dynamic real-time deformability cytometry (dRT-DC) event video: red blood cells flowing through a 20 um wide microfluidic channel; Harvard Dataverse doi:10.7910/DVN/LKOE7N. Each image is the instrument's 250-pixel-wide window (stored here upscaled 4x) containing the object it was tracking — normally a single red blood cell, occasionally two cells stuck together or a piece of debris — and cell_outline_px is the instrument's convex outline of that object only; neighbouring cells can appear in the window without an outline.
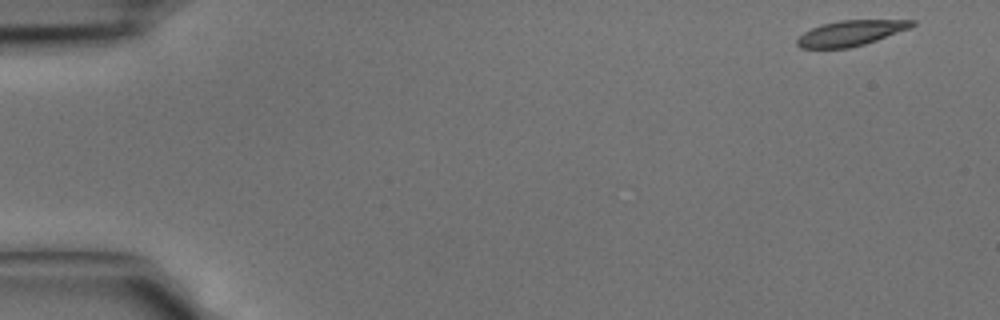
{"species": "common noctule bat (a hibernating species)", "species_latin": "Nyctalus noctula", "temperature_condition": "cold", "stored_images_in_passage": 41, "camera_frame_rate_fps": 3000, "um_per_image_px": 0.085, "animal": {"sex": "male", "body_mass_g": 15.6}, "frame": {"image": 1, "passage_image": 1, "time_ms": 0.0, "image_size_px": [1000, 320], "cell_outline_px": [[916, 24], [908, 28], [876, 40], [864, 44], [848, 48], [800, 48], [796, 44], [796, 40], [804, 32], [820, 24], [840, 20], [916, 20]], "centroid_in_image_um": [72.27, 2.81], "position_along_channel_um": 12.7, "area_um2": 16.82}}
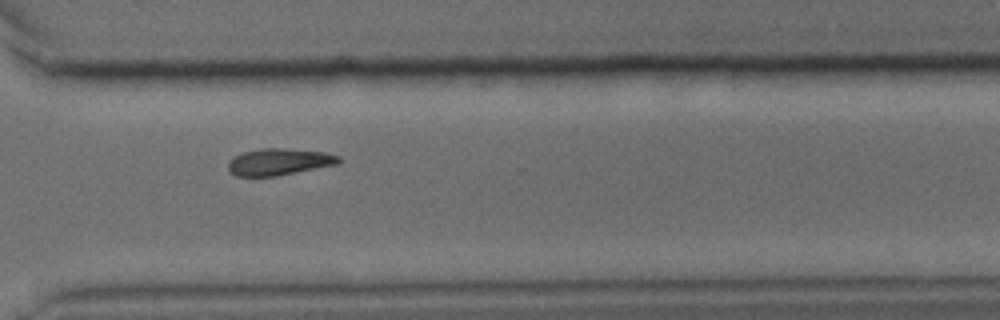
{"frame": {"image": 2, "passage_image": 30, "time_ms": 9.667, "image_size_px": [1000, 320], "cell_outline_px": [[340, 160], [336, 164], [276, 176], [236, 176], [228, 172], [228, 160], [244, 152], [260, 148], [284, 148], [324, 152], [340, 156]], "centroid_in_image_um": [23.67, 13.75], "position_along_channel_um": 346.9, "area_um2": 17.11}}
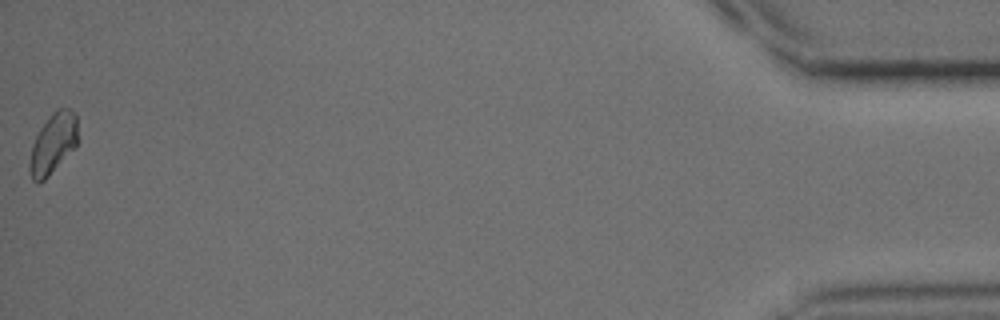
{"frame": {"image": 3, "passage_image": 41, "time_ms": 13.333, "image_size_px": [1000, 320], "cell_outline_px": [[76, 148], [44, 180], [36, 184], [32, 180], [28, 168], [28, 164], [32, 144], [40, 128], [52, 112], [56, 108], [68, 108], [76, 112]], "centroid_in_image_um": [4.49, 12.22], "position_along_channel_um": 430.7, "area_um2": 17.11}}